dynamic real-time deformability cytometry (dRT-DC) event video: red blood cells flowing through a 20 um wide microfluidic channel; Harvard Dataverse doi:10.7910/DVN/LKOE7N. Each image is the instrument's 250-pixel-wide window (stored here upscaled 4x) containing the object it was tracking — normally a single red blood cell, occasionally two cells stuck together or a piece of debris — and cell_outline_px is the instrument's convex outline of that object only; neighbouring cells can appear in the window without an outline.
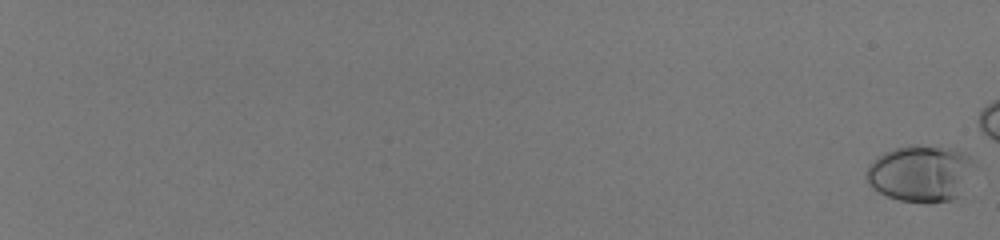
{"species": "human", "species_latin": "Homo sapiens", "temperature_condition": "room temperature", "stored_images_in_passage": 57, "camera_frame_rate_fps": 3000, "um_per_image_px": 0.085, "donor": {"sex": "male"}, "frame": {"image": 1, "passage_image": 1, "time_ms": 0.0, "image_size_px": [1000, 240], "cell_outline_px": [[984, 168], [952, 200], [900, 200], [888, 196], [872, 188], [868, 180], [868, 168], [884, 152], [908, 144], [920, 144], [952, 148], [964, 152], [972, 156]], "centroid_in_image_um": [78.45, 14.67], "position_along_channel_um": 6.6, "area_um2": 36.01}}
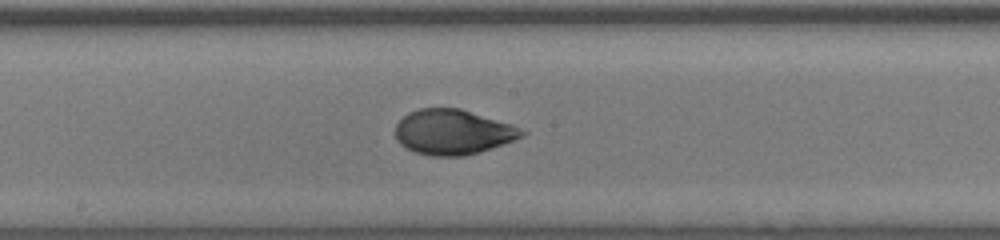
{"frame": {"image": 2, "passage_image": 39, "time_ms": 12.667, "image_size_px": [1000, 240], "cell_outline_px": [[528, 132], [524, 136], [492, 148], [480, 152], [464, 156], [432, 156], [416, 152], [400, 144], [396, 140], [396, 124], [408, 112], [420, 108], [460, 108], [512, 124]], "centroid_in_image_um": [38.51, 11.22], "position_along_channel_um": 209.7, "area_um2": 33.23}}
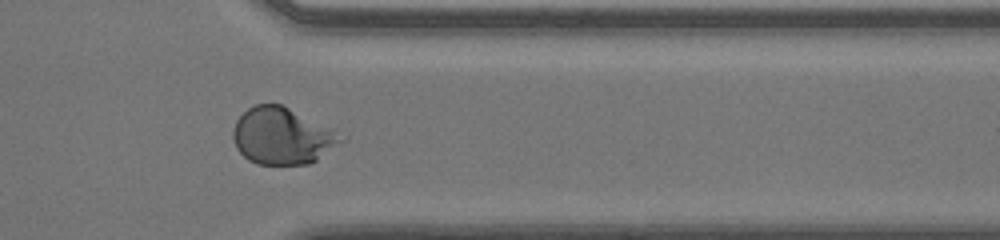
{"frame": {"image": 3, "passage_image": 52, "time_ms": 17.0, "image_size_px": [1000, 240], "cell_outline_px": [[348, 136], [344, 140], [312, 164], [256, 164], [248, 160], [236, 148], [232, 136], [232, 128], [236, 120], [248, 108], [256, 104], [280, 104], [332, 128]], "centroid_in_image_um": [24.0, 11.57], "position_along_channel_um": 387.4, "area_um2": 35.84}}